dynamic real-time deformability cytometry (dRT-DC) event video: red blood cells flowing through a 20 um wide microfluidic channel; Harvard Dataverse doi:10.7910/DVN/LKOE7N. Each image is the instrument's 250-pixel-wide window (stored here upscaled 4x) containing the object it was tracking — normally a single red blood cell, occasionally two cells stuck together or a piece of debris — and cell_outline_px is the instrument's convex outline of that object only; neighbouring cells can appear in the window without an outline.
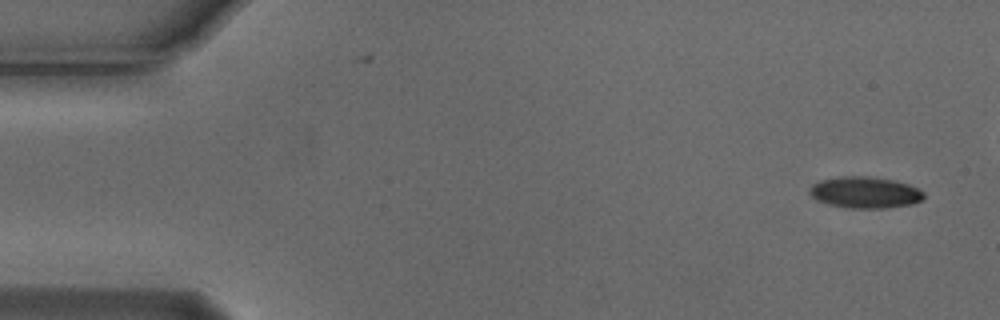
{"species": "Egyptian fruit bat (a non-hibernating species)", "species_latin": "Rousettus aegyptiacus", "temperature_condition": "cold", "stored_images_in_passage": 6, "camera_frame_rate_fps": 3000, "um_per_image_px": 0.085, "animal": {"sex": "male"}, "frame": {"image": 1, "passage_image": 1, "time_ms": 0.0, "image_size_px": [1000, 320], "cell_outline_px": [[924, 200], [912, 204], [884, 208], [852, 208], [828, 204], [816, 200], [808, 192], [812, 184], [820, 180], [840, 176], [868, 176], [896, 180], [908, 184], [924, 192]], "centroid_in_image_um": [73.53, 16.35], "position_along_channel_um": 11.5, "area_um2": 21.04}}
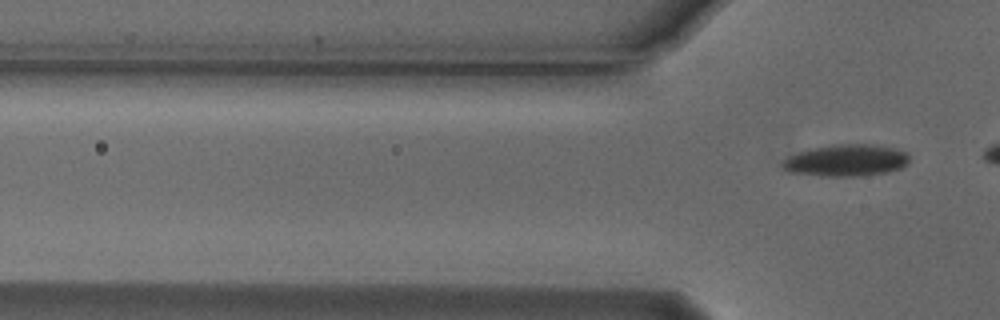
{"frame": {"image": 2, "passage_image": 6, "time_ms": 1.667, "image_size_px": [1000, 320], "cell_outline_px": [[908, 164], [900, 168], [888, 172], [860, 176], [820, 176], [788, 172], [780, 164], [784, 160], [800, 152], [812, 148], [832, 144], [868, 144], [892, 148], [908, 152]], "centroid_in_image_um": [71.93, 13.64], "position_along_channel_um": 53.9, "area_um2": 23.41}}